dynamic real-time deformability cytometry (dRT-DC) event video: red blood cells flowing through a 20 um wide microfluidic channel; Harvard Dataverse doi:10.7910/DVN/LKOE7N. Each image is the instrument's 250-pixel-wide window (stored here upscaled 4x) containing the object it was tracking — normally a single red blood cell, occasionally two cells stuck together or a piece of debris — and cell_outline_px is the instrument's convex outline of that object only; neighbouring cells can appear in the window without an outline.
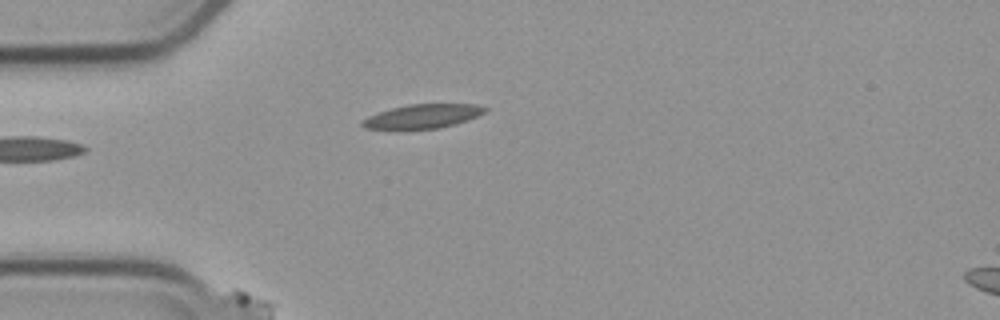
{"species": "common noctule bat (a hibernating species)", "species_latin": "Nyctalus noctula", "temperature_condition": "cold", "stored_images_in_passage": 2, "camera_frame_rate_fps": 3000, "um_per_image_px": 0.085, "animal": {"sex": "male", "body_mass_g": 23.1, "forearm_length_mm": 52.7}, "frame": {"image": 1, "passage_image": 2, "time_ms": 1.0, "image_size_px": [1000, 320], "cell_outline_px": [[488, 108], [484, 112], [476, 116], [440, 128], [364, 128], [360, 124], [360, 120], [368, 116], [392, 108], [408, 104], [476, 104]], "centroid_in_image_um": [35.9, 9.86], "position_along_channel_um": 49.1, "area_um2": 16.65}}